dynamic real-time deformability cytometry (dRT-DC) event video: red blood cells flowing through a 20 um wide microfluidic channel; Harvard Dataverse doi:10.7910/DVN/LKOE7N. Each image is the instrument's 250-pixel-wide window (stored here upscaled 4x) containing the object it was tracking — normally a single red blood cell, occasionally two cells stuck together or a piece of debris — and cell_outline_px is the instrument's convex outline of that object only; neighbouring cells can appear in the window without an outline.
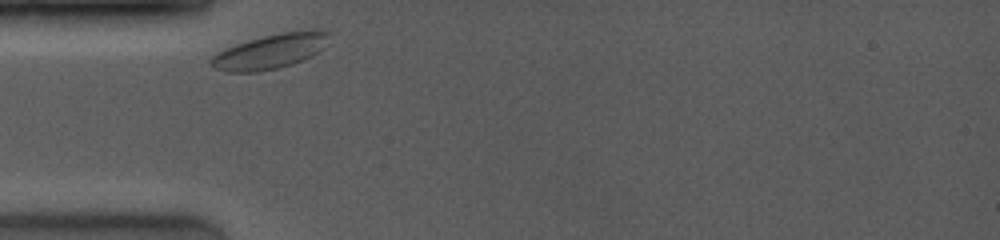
{"species": "common noctule bat (a hibernating species)", "species_latin": "Nyctalus noctula", "temperature_condition": "room temperature", "stored_images_in_passage": 2, "camera_frame_rate_fps": 4000, "um_per_image_px": 0.085, "animal": {"sex": "female", "body_mass_g": 19.0, "forearm_length_mm": 53.3}, "frame": {"image": 1, "passage_image": 1, "time_ms": 0.0, "image_size_px": [1000, 240], "cell_outline_px": [[328, 32], [324, 48], [312, 56], [292, 64], [280, 68], [256, 72], [228, 72], [212, 68], [208, 60], [216, 52], [224, 48], [248, 40], [280, 32]], "centroid_in_image_um": [22.85, 4.42], "position_along_channel_um": 62.2, "area_um2": 23.52}}